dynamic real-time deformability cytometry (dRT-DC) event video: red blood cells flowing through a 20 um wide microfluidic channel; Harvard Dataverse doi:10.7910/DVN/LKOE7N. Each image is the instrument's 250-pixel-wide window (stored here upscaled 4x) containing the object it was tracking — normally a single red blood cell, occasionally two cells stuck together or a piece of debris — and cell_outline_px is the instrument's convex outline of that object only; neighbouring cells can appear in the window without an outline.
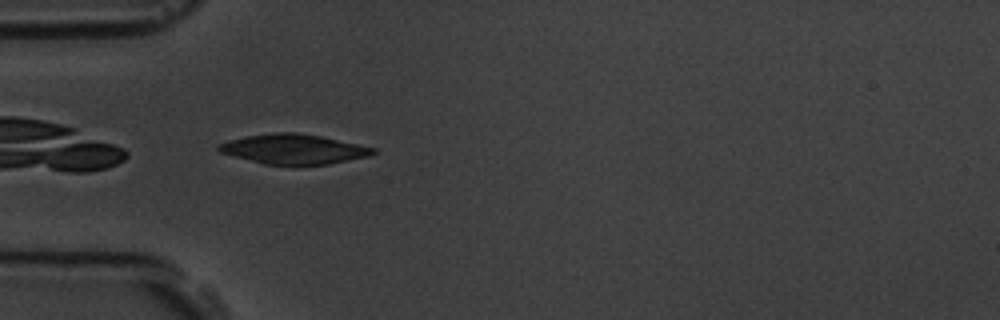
{"species": "common noctule bat (a hibernating species)", "species_latin": "Nyctalus noctula", "temperature_condition": "room temperature", "stored_images_in_passage": 11, "camera_frame_rate_fps": 3000, "um_per_image_px": 0.085, "animal": {"sex": "male", "body_mass_g": 19.5, "forearm_length_mm": 54.6}, "frame": {"image": 1, "passage_image": 5, "time_ms": 5.333, "image_size_px": [1000, 320], "cell_outline_px": [[376, 152], [368, 156], [328, 164], [264, 164], [220, 152], [216, 148], [216, 144], [228, 140], [248, 136], [276, 132], [296, 132], [320, 136], [376, 148]], "centroid_in_image_um": [24.93, 12.66], "position_along_channel_um": 60.1, "area_um2": 26.41}}
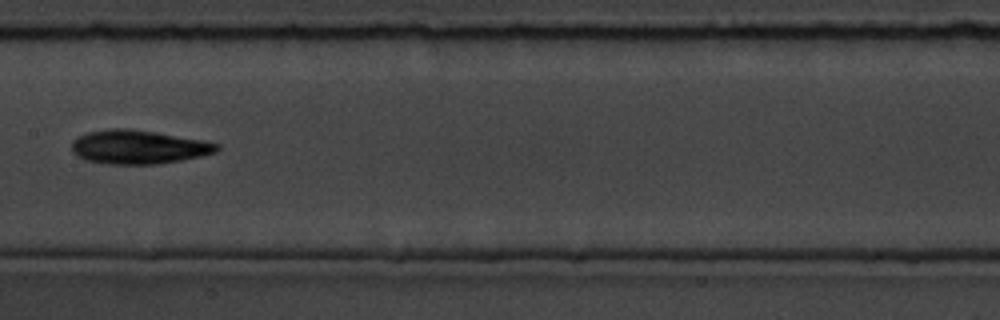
{"frame": {"image": 2, "passage_image": 8, "time_ms": 9.0, "image_size_px": [1000, 320], "cell_outline_px": [[220, 148], [216, 152], [200, 156], [180, 160], [156, 164], [108, 164], [84, 160], [76, 156], [72, 152], [72, 140], [88, 132], [112, 128], [128, 128], [156, 132], [204, 140], [220, 144]], "centroid_in_image_um": [11.76, 12.49], "position_along_channel_um": 195.6, "area_um2": 28.67}}
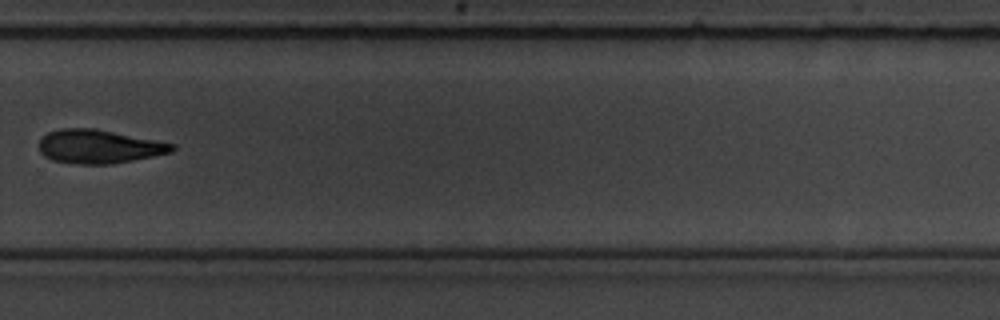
{"frame": {"image": 3, "passage_image": 11, "time_ms": 12.333, "image_size_px": [1000, 320], "cell_outline_px": [[176, 148], [172, 152], [112, 164], [76, 164], [52, 160], [44, 156], [40, 152], [40, 140], [48, 132], [60, 128], [96, 128], [176, 144]], "centroid_in_image_um": [8.41, 12.45], "position_along_channel_um": 321.4, "area_um2": 26.13}}